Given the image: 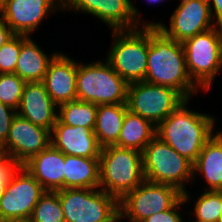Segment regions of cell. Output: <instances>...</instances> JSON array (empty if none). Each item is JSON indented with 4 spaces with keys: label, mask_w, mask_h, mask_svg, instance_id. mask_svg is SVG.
I'll use <instances>...</instances> for the list:
<instances>
[{
    "label": "cell",
    "mask_w": 222,
    "mask_h": 222,
    "mask_svg": "<svg viewBox=\"0 0 222 222\" xmlns=\"http://www.w3.org/2000/svg\"><path fill=\"white\" fill-rule=\"evenodd\" d=\"M149 2H153V3H158V2H162V1H164V0H148Z\"/></svg>",
    "instance_id": "obj_38"
},
{
    "label": "cell",
    "mask_w": 222,
    "mask_h": 222,
    "mask_svg": "<svg viewBox=\"0 0 222 222\" xmlns=\"http://www.w3.org/2000/svg\"><path fill=\"white\" fill-rule=\"evenodd\" d=\"M51 145L65 155L78 157L99 158L101 152L93 129L70 126L58 119L51 131Z\"/></svg>",
    "instance_id": "obj_18"
},
{
    "label": "cell",
    "mask_w": 222,
    "mask_h": 222,
    "mask_svg": "<svg viewBox=\"0 0 222 222\" xmlns=\"http://www.w3.org/2000/svg\"><path fill=\"white\" fill-rule=\"evenodd\" d=\"M30 36L22 35V45L15 68V74L25 82H43L53 53L47 56Z\"/></svg>",
    "instance_id": "obj_20"
},
{
    "label": "cell",
    "mask_w": 222,
    "mask_h": 222,
    "mask_svg": "<svg viewBox=\"0 0 222 222\" xmlns=\"http://www.w3.org/2000/svg\"><path fill=\"white\" fill-rule=\"evenodd\" d=\"M44 192L41 184L21 166L6 185L0 199V222L30 218Z\"/></svg>",
    "instance_id": "obj_11"
},
{
    "label": "cell",
    "mask_w": 222,
    "mask_h": 222,
    "mask_svg": "<svg viewBox=\"0 0 222 222\" xmlns=\"http://www.w3.org/2000/svg\"><path fill=\"white\" fill-rule=\"evenodd\" d=\"M124 218L120 213H118L113 219H111L109 222H120L118 220H121Z\"/></svg>",
    "instance_id": "obj_36"
},
{
    "label": "cell",
    "mask_w": 222,
    "mask_h": 222,
    "mask_svg": "<svg viewBox=\"0 0 222 222\" xmlns=\"http://www.w3.org/2000/svg\"><path fill=\"white\" fill-rule=\"evenodd\" d=\"M147 71L144 81L175 89L187 100L197 93L190 78L182 43L166 36L157 26H148Z\"/></svg>",
    "instance_id": "obj_1"
},
{
    "label": "cell",
    "mask_w": 222,
    "mask_h": 222,
    "mask_svg": "<svg viewBox=\"0 0 222 222\" xmlns=\"http://www.w3.org/2000/svg\"><path fill=\"white\" fill-rule=\"evenodd\" d=\"M193 222H219L222 212V191L207 190L197 199Z\"/></svg>",
    "instance_id": "obj_27"
},
{
    "label": "cell",
    "mask_w": 222,
    "mask_h": 222,
    "mask_svg": "<svg viewBox=\"0 0 222 222\" xmlns=\"http://www.w3.org/2000/svg\"><path fill=\"white\" fill-rule=\"evenodd\" d=\"M142 153L134 149L107 146L99 157V188L120 201L143 181Z\"/></svg>",
    "instance_id": "obj_3"
},
{
    "label": "cell",
    "mask_w": 222,
    "mask_h": 222,
    "mask_svg": "<svg viewBox=\"0 0 222 222\" xmlns=\"http://www.w3.org/2000/svg\"><path fill=\"white\" fill-rule=\"evenodd\" d=\"M65 222H109L119 213V201L96 188L58 190Z\"/></svg>",
    "instance_id": "obj_8"
},
{
    "label": "cell",
    "mask_w": 222,
    "mask_h": 222,
    "mask_svg": "<svg viewBox=\"0 0 222 222\" xmlns=\"http://www.w3.org/2000/svg\"><path fill=\"white\" fill-rule=\"evenodd\" d=\"M54 1L57 3L56 5ZM57 1L7 0L5 8L1 12V17L14 34L29 36L50 11L63 9V0Z\"/></svg>",
    "instance_id": "obj_15"
},
{
    "label": "cell",
    "mask_w": 222,
    "mask_h": 222,
    "mask_svg": "<svg viewBox=\"0 0 222 222\" xmlns=\"http://www.w3.org/2000/svg\"><path fill=\"white\" fill-rule=\"evenodd\" d=\"M211 22L213 18L207 0H182L170 18L169 29L157 22L146 23L144 26H157L166 36L183 43L215 27L216 23Z\"/></svg>",
    "instance_id": "obj_12"
},
{
    "label": "cell",
    "mask_w": 222,
    "mask_h": 222,
    "mask_svg": "<svg viewBox=\"0 0 222 222\" xmlns=\"http://www.w3.org/2000/svg\"><path fill=\"white\" fill-rule=\"evenodd\" d=\"M157 127L140 115L125 113L119 139L114 146L143 152L144 148L156 136Z\"/></svg>",
    "instance_id": "obj_24"
},
{
    "label": "cell",
    "mask_w": 222,
    "mask_h": 222,
    "mask_svg": "<svg viewBox=\"0 0 222 222\" xmlns=\"http://www.w3.org/2000/svg\"><path fill=\"white\" fill-rule=\"evenodd\" d=\"M99 188V158L65 155L64 189Z\"/></svg>",
    "instance_id": "obj_23"
},
{
    "label": "cell",
    "mask_w": 222,
    "mask_h": 222,
    "mask_svg": "<svg viewBox=\"0 0 222 222\" xmlns=\"http://www.w3.org/2000/svg\"><path fill=\"white\" fill-rule=\"evenodd\" d=\"M46 91L43 82H26L17 115L50 132L54 127L58 106Z\"/></svg>",
    "instance_id": "obj_16"
},
{
    "label": "cell",
    "mask_w": 222,
    "mask_h": 222,
    "mask_svg": "<svg viewBox=\"0 0 222 222\" xmlns=\"http://www.w3.org/2000/svg\"><path fill=\"white\" fill-rule=\"evenodd\" d=\"M204 175L208 190L222 191V132L214 134L193 163V174Z\"/></svg>",
    "instance_id": "obj_21"
},
{
    "label": "cell",
    "mask_w": 222,
    "mask_h": 222,
    "mask_svg": "<svg viewBox=\"0 0 222 222\" xmlns=\"http://www.w3.org/2000/svg\"><path fill=\"white\" fill-rule=\"evenodd\" d=\"M207 1L210 6L212 18L214 19L215 15H216V18H217L216 19L217 20L216 26L218 25L219 27H222V0H207ZM212 6L214 7L213 8L214 10L212 9ZM213 14H215V15H213Z\"/></svg>",
    "instance_id": "obj_33"
},
{
    "label": "cell",
    "mask_w": 222,
    "mask_h": 222,
    "mask_svg": "<svg viewBox=\"0 0 222 222\" xmlns=\"http://www.w3.org/2000/svg\"><path fill=\"white\" fill-rule=\"evenodd\" d=\"M16 111L12 107L0 102V148L6 143L13 119L17 115Z\"/></svg>",
    "instance_id": "obj_32"
},
{
    "label": "cell",
    "mask_w": 222,
    "mask_h": 222,
    "mask_svg": "<svg viewBox=\"0 0 222 222\" xmlns=\"http://www.w3.org/2000/svg\"><path fill=\"white\" fill-rule=\"evenodd\" d=\"M182 192L168 184H156L144 180L135 190L119 201V213L130 222H142L146 218L170 209Z\"/></svg>",
    "instance_id": "obj_10"
},
{
    "label": "cell",
    "mask_w": 222,
    "mask_h": 222,
    "mask_svg": "<svg viewBox=\"0 0 222 222\" xmlns=\"http://www.w3.org/2000/svg\"><path fill=\"white\" fill-rule=\"evenodd\" d=\"M130 0H63V9L91 14L113 30L138 28V10Z\"/></svg>",
    "instance_id": "obj_14"
},
{
    "label": "cell",
    "mask_w": 222,
    "mask_h": 222,
    "mask_svg": "<svg viewBox=\"0 0 222 222\" xmlns=\"http://www.w3.org/2000/svg\"><path fill=\"white\" fill-rule=\"evenodd\" d=\"M114 44L107 62L128 84L144 81L147 71L148 26L113 30Z\"/></svg>",
    "instance_id": "obj_6"
},
{
    "label": "cell",
    "mask_w": 222,
    "mask_h": 222,
    "mask_svg": "<svg viewBox=\"0 0 222 222\" xmlns=\"http://www.w3.org/2000/svg\"><path fill=\"white\" fill-rule=\"evenodd\" d=\"M23 167L45 191L64 189L65 154L51 144L32 157Z\"/></svg>",
    "instance_id": "obj_19"
},
{
    "label": "cell",
    "mask_w": 222,
    "mask_h": 222,
    "mask_svg": "<svg viewBox=\"0 0 222 222\" xmlns=\"http://www.w3.org/2000/svg\"><path fill=\"white\" fill-rule=\"evenodd\" d=\"M186 100L180 92L169 87L145 81L128 85V110L156 127Z\"/></svg>",
    "instance_id": "obj_9"
},
{
    "label": "cell",
    "mask_w": 222,
    "mask_h": 222,
    "mask_svg": "<svg viewBox=\"0 0 222 222\" xmlns=\"http://www.w3.org/2000/svg\"><path fill=\"white\" fill-rule=\"evenodd\" d=\"M2 222H31V219L30 218L13 219V220H6Z\"/></svg>",
    "instance_id": "obj_35"
},
{
    "label": "cell",
    "mask_w": 222,
    "mask_h": 222,
    "mask_svg": "<svg viewBox=\"0 0 222 222\" xmlns=\"http://www.w3.org/2000/svg\"><path fill=\"white\" fill-rule=\"evenodd\" d=\"M127 111V103L98 105L94 133L101 148L117 143Z\"/></svg>",
    "instance_id": "obj_22"
},
{
    "label": "cell",
    "mask_w": 222,
    "mask_h": 222,
    "mask_svg": "<svg viewBox=\"0 0 222 222\" xmlns=\"http://www.w3.org/2000/svg\"><path fill=\"white\" fill-rule=\"evenodd\" d=\"M21 165L8 155L0 157V199L4 194L6 185Z\"/></svg>",
    "instance_id": "obj_31"
},
{
    "label": "cell",
    "mask_w": 222,
    "mask_h": 222,
    "mask_svg": "<svg viewBox=\"0 0 222 222\" xmlns=\"http://www.w3.org/2000/svg\"><path fill=\"white\" fill-rule=\"evenodd\" d=\"M7 0H0V13L4 10Z\"/></svg>",
    "instance_id": "obj_37"
},
{
    "label": "cell",
    "mask_w": 222,
    "mask_h": 222,
    "mask_svg": "<svg viewBox=\"0 0 222 222\" xmlns=\"http://www.w3.org/2000/svg\"><path fill=\"white\" fill-rule=\"evenodd\" d=\"M14 35L12 30L3 20L0 18V48Z\"/></svg>",
    "instance_id": "obj_34"
},
{
    "label": "cell",
    "mask_w": 222,
    "mask_h": 222,
    "mask_svg": "<svg viewBox=\"0 0 222 222\" xmlns=\"http://www.w3.org/2000/svg\"><path fill=\"white\" fill-rule=\"evenodd\" d=\"M189 199V195L185 191L182 193V197L170 209L154 214L142 222H183L177 208Z\"/></svg>",
    "instance_id": "obj_30"
},
{
    "label": "cell",
    "mask_w": 222,
    "mask_h": 222,
    "mask_svg": "<svg viewBox=\"0 0 222 222\" xmlns=\"http://www.w3.org/2000/svg\"><path fill=\"white\" fill-rule=\"evenodd\" d=\"M98 105L91 102L74 100L58 106L57 119L70 126L95 129Z\"/></svg>",
    "instance_id": "obj_25"
},
{
    "label": "cell",
    "mask_w": 222,
    "mask_h": 222,
    "mask_svg": "<svg viewBox=\"0 0 222 222\" xmlns=\"http://www.w3.org/2000/svg\"><path fill=\"white\" fill-rule=\"evenodd\" d=\"M51 144V132L16 115L10 127L6 143L0 148L23 166L32 157Z\"/></svg>",
    "instance_id": "obj_13"
},
{
    "label": "cell",
    "mask_w": 222,
    "mask_h": 222,
    "mask_svg": "<svg viewBox=\"0 0 222 222\" xmlns=\"http://www.w3.org/2000/svg\"><path fill=\"white\" fill-rule=\"evenodd\" d=\"M219 222H222V212H221V215H220V220H219Z\"/></svg>",
    "instance_id": "obj_39"
},
{
    "label": "cell",
    "mask_w": 222,
    "mask_h": 222,
    "mask_svg": "<svg viewBox=\"0 0 222 222\" xmlns=\"http://www.w3.org/2000/svg\"><path fill=\"white\" fill-rule=\"evenodd\" d=\"M128 85L108 62L78 63L77 100L95 105L127 103Z\"/></svg>",
    "instance_id": "obj_4"
},
{
    "label": "cell",
    "mask_w": 222,
    "mask_h": 222,
    "mask_svg": "<svg viewBox=\"0 0 222 222\" xmlns=\"http://www.w3.org/2000/svg\"><path fill=\"white\" fill-rule=\"evenodd\" d=\"M22 45V34H14L0 48V73H14Z\"/></svg>",
    "instance_id": "obj_29"
},
{
    "label": "cell",
    "mask_w": 222,
    "mask_h": 222,
    "mask_svg": "<svg viewBox=\"0 0 222 222\" xmlns=\"http://www.w3.org/2000/svg\"><path fill=\"white\" fill-rule=\"evenodd\" d=\"M31 222H65L57 191H45L30 216Z\"/></svg>",
    "instance_id": "obj_26"
},
{
    "label": "cell",
    "mask_w": 222,
    "mask_h": 222,
    "mask_svg": "<svg viewBox=\"0 0 222 222\" xmlns=\"http://www.w3.org/2000/svg\"><path fill=\"white\" fill-rule=\"evenodd\" d=\"M183 102L157 126L156 136L192 163L214 135V118L186 108Z\"/></svg>",
    "instance_id": "obj_2"
},
{
    "label": "cell",
    "mask_w": 222,
    "mask_h": 222,
    "mask_svg": "<svg viewBox=\"0 0 222 222\" xmlns=\"http://www.w3.org/2000/svg\"><path fill=\"white\" fill-rule=\"evenodd\" d=\"M182 45L190 78L198 88L208 90L222 68V27L197 34Z\"/></svg>",
    "instance_id": "obj_7"
},
{
    "label": "cell",
    "mask_w": 222,
    "mask_h": 222,
    "mask_svg": "<svg viewBox=\"0 0 222 222\" xmlns=\"http://www.w3.org/2000/svg\"><path fill=\"white\" fill-rule=\"evenodd\" d=\"M25 83L15 73H0V102L17 110Z\"/></svg>",
    "instance_id": "obj_28"
},
{
    "label": "cell",
    "mask_w": 222,
    "mask_h": 222,
    "mask_svg": "<svg viewBox=\"0 0 222 222\" xmlns=\"http://www.w3.org/2000/svg\"><path fill=\"white\" fill-rule=\"evenodd\" d=\"M144 179L168 184L185 192L184 182L194 178L193 163L155 136L142 152Z\"/></svg>",
    "instance_id": "obj_5"
},
{
    "label": "cell",
    "mask_w": 222,
    "mask_h": 222,
    "mask_svg": "<svg viewBox=\"0 0 222 222\" xmlns=\"http://www.w3.org/2000/svg\"><path fill=\"white\" fill-rule=\"evenodd\" d=\"M77 66L76 61L62 53L56 54L50 61L43 83L57 106L77 100Z\"/></svg>",
    "instance_id": "obj_17"
}]
</instances>
